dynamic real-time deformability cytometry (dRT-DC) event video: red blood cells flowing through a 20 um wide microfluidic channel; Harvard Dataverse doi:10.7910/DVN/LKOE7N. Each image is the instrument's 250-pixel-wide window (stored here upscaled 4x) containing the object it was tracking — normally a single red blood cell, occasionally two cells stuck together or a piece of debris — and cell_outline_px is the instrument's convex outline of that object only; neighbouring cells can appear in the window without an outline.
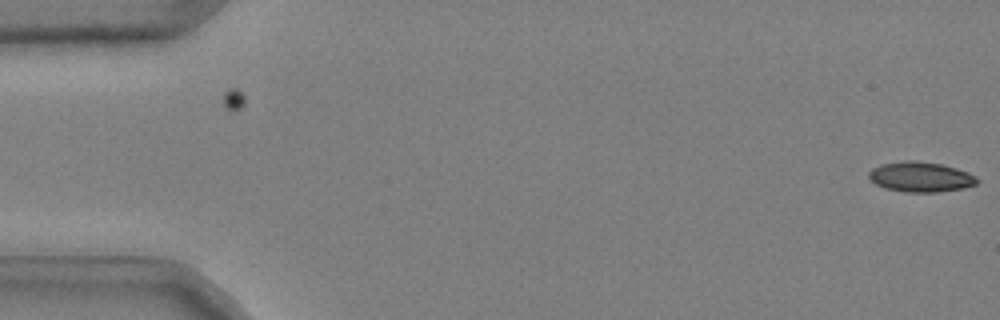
{"species": "common noctule bat (a hibernating species)", "species_latin": "Nyctalus noctula", "temperature_condition": "cold", "stored_images_in_passage": 5, "camera_frame_rate_fps": 3000, "um_per_image_px": 0.085, "animal": {"sex": "male", "body_mass_g": 20.4}, "frame": {"image": 1, "passage_image": 5, "time_ms": 1.333, "image_size_px": [1000, 320], "cell_outline_px": [[980, 180], [976, 184], [960, 188], [936, 192], [904, 192], [884, 188], [876, 184], [868, 176], [868, 172], [872, 168], [880, 164], [904, 160], [916, 160], [940, 164], [956, 168], [968, 172], [976, 176]], "centroid_in_image_um": [78.22, 15.02], "position_along_channel_um": 6.8, "area_um2": 19.02}}